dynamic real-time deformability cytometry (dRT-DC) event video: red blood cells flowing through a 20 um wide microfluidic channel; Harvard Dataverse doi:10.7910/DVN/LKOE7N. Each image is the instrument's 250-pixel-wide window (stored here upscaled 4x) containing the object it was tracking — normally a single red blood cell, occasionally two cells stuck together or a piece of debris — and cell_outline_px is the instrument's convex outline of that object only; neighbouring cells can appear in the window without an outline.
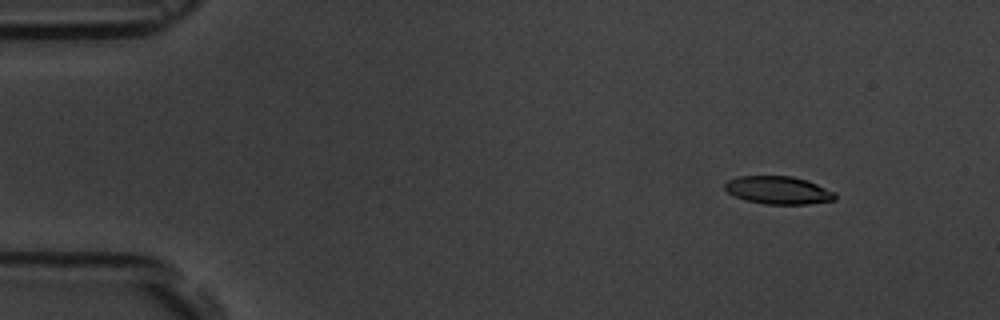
{"species": "common noctule bat (a hibernating species)", "species_latin": "Nyctalus noctula", "temperature_condition": "room temperature", "stored_images_in_passage": 4, "camera_frame_rate_fps": 3000, "um_per_image_px": 0.085, "animal": {"sex": "male", "body_mass_g": 19.5, "forearm_length_mm": 54.6}, "frame": {"image": 1, "passage_image": 2, "time_ms": 1.333, "image_size_px": [1000, 320], "cell_outline_px": [[836, 200], [808, 204], [764, 204], [744, 200], [728, 192], [724, 188], [724, 184], [728, 180], [736, 176], [792, 176], [808, 180], [836, 192]], "centroid_in_image_um": [66.17, 16.16], "position_along_channel_um": 18.8, "area_um2": 18.09}}